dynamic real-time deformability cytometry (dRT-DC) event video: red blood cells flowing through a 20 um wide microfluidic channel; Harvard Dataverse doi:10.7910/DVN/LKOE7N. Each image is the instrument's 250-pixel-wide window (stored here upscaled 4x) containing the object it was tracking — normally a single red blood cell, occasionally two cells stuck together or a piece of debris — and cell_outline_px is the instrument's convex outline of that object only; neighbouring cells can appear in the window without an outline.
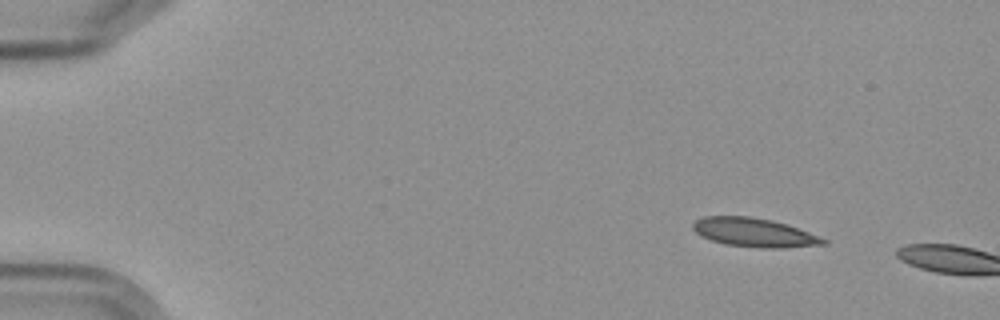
{"species": "Egyptian fruit bat (a non-hibernating species)", "species_latin": "Rousettus aegyptiacus", "temperature_condition": "cold", "stored_images_in_passage": 5, "camera_frame_rate_fps": 3000, "um_per_image_px": 0.085, "frame": {"image": 1, "passage_image": 2, "time_ms": 1.333, "image_size_px": [1000, 320], "cell_outline_px": [[828, 244], [784, 248], [760, 248], [724, 244], [700, 236], [692, 228], [692, 224], [696, 220], [704, 216], [748, 216], [772, 220], [788, 224], [820, 236], [828, 240]], "centroid_in_image_um": [64.13, 19.76], "position_along_channel_um": 20.9, "area_um2": 22.14}}